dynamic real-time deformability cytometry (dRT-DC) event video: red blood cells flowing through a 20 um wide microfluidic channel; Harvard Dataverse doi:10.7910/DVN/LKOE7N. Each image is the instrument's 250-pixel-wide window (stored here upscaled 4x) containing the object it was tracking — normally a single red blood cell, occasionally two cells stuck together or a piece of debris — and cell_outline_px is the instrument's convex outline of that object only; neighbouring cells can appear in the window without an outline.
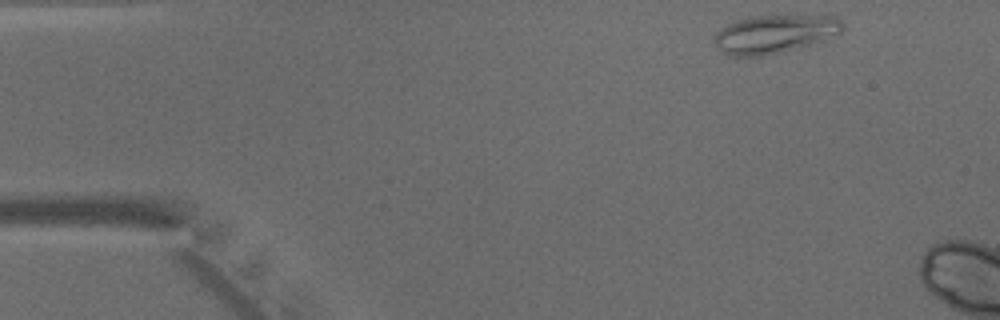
{"species": "common noctule bat (a hibernating species)", "species_latin": "Nyctalus noctula", "temperature_condition": "warm", "stored_images_in_passage": 5, "camera_frame_rate_fps": 3000, "um_per_image_px": 0.085, "animal": {"sex": "male", "body_mass_g": 15.6}, "frame": {"image": 1, "passage_image": 1, "time_ms": 0.0, "image_size_px": [1000, 320], "cell_outline_px": [[844, 28], [840, 32], [816, 44], [760, 56], [728, 56], [716, 48], [712, 40], [716, 32], [728, 24], [736, 20], [748, 16], [836, 16], [844, 24]], "centroid_in_image_um": [65.81, 2.9], "position_along_channel_um": 19.2, "area_um2": 28.78}}